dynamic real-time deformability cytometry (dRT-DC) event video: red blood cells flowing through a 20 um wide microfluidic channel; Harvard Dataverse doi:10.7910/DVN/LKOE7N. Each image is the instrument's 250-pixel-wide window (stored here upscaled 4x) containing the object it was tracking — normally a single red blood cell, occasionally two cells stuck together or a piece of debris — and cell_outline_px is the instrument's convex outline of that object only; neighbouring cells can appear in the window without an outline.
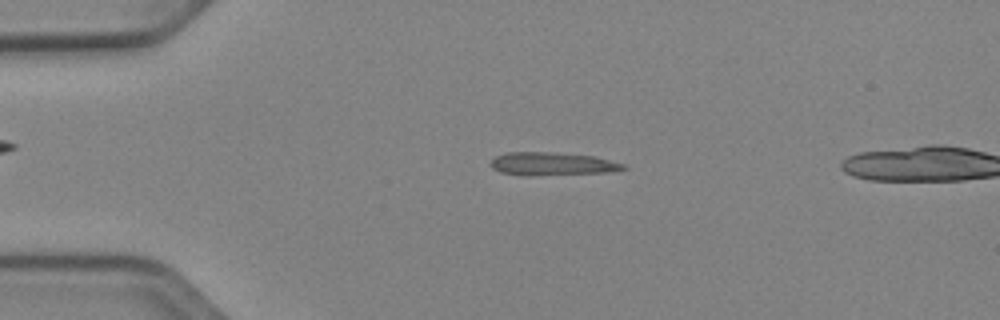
{"species": "Egyptian fruit bat (a non-hibernating species)", "species_latin": "Rousettus aegyptiacus", "temperature_condition": "cold", "stored_images_in_passage": 50, "camera_frame_rate_fps": 3000, "um_per_image_px": 0.085, "animal": {"sex": "female"}, "frame": {"image": 1, "passage_image": 11, "time_ms": 3.333, "image_size_px": [1000, 320], "cell_outline_px": [[628, 168], [612, 172], [532, 176], [524, 176], [500, 172], [492, 168], [488, 164], [496, 156], [508, 152], [548, 152], [592, 156], [624, 164]], "centroid_in_image_um": [46.89, 13.95], "position_along_channel_um": 38.1, "area_um2": 17.92}}
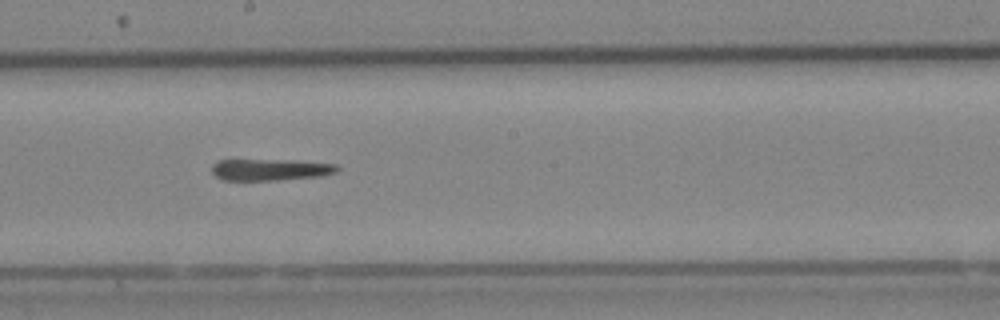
{"frame": {"image": 2, "passage_image": 28, "time_ms": 9.0, "image_size_px": [1000, 320], "cell_outline_px": [[340, 168], [336, 172], [320, 176], [276, 180], [224, 180], [216, 176], [212, 172], [212, 164], [216, 160], [288, 160], [336, 164]], "centroid_in_image_um": [22.95, 14.42], "position_along_channel_um": 225.2, "area_um2": 15.66}}
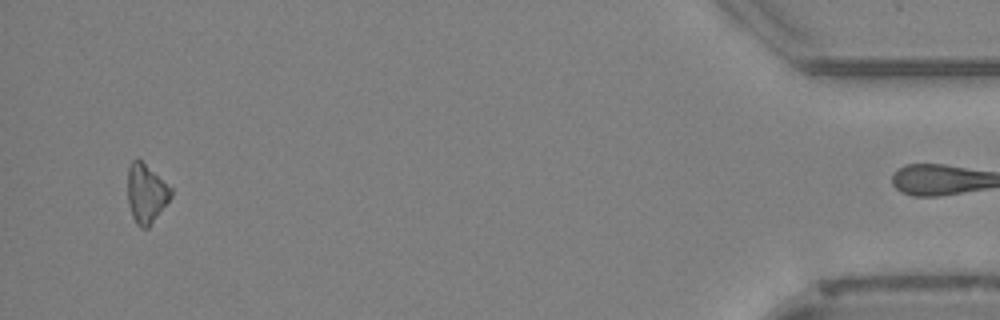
{"frame": {"image": 3, "passage_image": 49, "time_ms": 16.0, "image_size_px": [1000, 320], "cell_outline_px": [[172, 196], [148, 228], [140, 228], [136, 224], [132, 216], [128, 204], [128, 168], [132, 160], [140, 160], [172, 188]], "centroid_in_image_um": [12.41, 16.47], "position_along_channel_um": 422.8, "area_um2": 14.68}}